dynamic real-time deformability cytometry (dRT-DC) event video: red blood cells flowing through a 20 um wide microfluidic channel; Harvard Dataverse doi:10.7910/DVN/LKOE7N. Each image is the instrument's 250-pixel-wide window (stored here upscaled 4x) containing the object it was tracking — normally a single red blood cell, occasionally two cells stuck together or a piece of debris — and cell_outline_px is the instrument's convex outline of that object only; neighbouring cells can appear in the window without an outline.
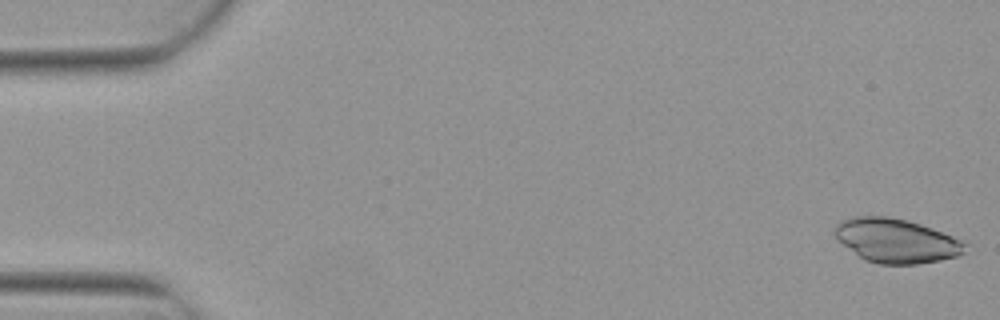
{"species": "Egyptian fruit bat (a non-hibernating species)", "species_latin": "Rousettus aegyptiacus", "temperature_condition": "warm", "stored_images_in_passage": 5, "camera_frame_rate_fps": 3000, "um_per_image_px": 0.085, "animal": {"sex": "female"}, "frame": {"image": 1, "passage_image": 1, "time_ms": 0.0, "image_size_px": [1000, 320], "cell_outline_px": [[968, 244], [964, 252], [956, 256], [940, 260], [916, 264], [880, 264], [864, 260], [844, 244], [832, 232], [832, 228], [840, 220], [856, 216], [888, 216], [908, 220], [920, 224], [952, 236]], "centroid_in_image_um": [76.15, 20.45], "position_along_channel_um": 8.8, "area_um2": 33.35}}